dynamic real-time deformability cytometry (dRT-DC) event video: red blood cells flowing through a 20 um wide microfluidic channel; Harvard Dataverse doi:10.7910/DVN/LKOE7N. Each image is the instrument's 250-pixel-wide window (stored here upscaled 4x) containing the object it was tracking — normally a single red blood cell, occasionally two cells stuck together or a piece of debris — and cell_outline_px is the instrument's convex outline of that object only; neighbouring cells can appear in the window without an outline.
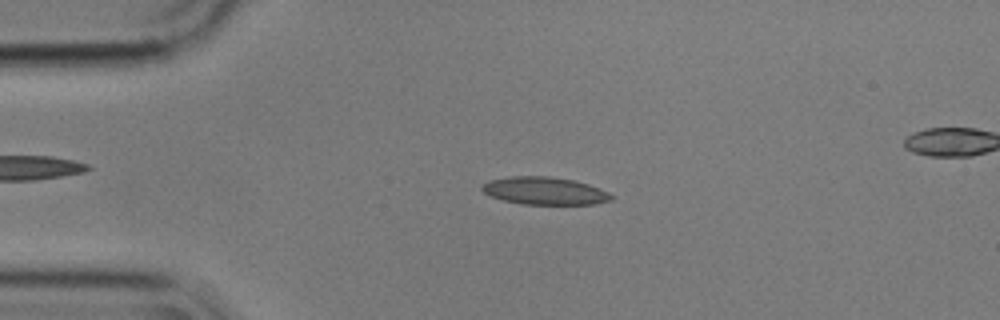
{"species": "common noctule bat (a hibernating species)", "species_latin": "Nyctalus noctula", "temperature_condition": "cold", "stored_images_in_passage": 5, "segment_of_instrument_passage": [1, 2], "camera_frame_rate_fps": 3000, "um_per_image_px": 0.085, "animal": {"sex": "male", "body_mass_g": 17.9}, "frame": {"image": 1, "passage_image": 3, "time_ms": 0.667, "image_size_px": [1000, 320], "cell_outline_px": [[612, 200], [596, 204], [520, 204], [504, 200], [492, 196], [484, 192], [480, 188], [488, 180], [512, 176], [548, 176], [572, 180], [588, 184], [600, 188], [608, 192], [612, 196]], "centroid_in_image_um": [46.3, 16.22], "position_along_channel_um": 38.7, "area_um2": 20.69}}